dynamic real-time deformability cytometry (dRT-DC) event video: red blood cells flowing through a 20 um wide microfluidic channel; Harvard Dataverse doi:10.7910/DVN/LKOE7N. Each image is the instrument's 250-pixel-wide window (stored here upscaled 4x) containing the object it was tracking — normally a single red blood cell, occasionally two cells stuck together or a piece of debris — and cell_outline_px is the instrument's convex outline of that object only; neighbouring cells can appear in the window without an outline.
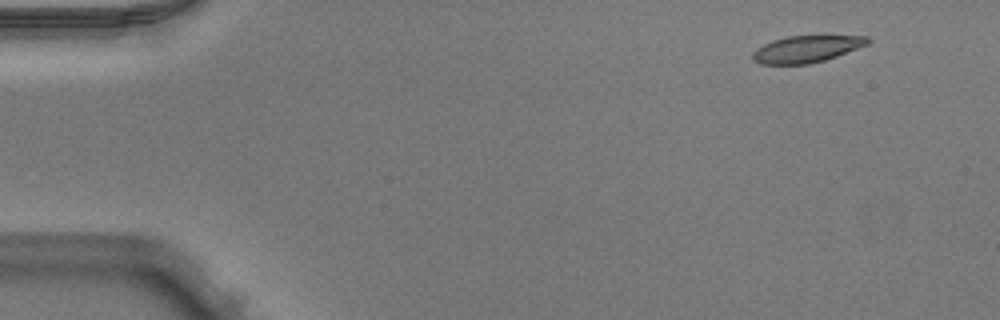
{"species": "Egyptian fruit bat (a non-hibernating species)", "species_latin": "Rousettus aegyptiacus", "temperature_condition": "warm", "stored_images_in_passage": 48, "camera_frame_rate_fps": 3000, "um_per_image_px": 0.085, "animal": {"sex": "male"}, "frame": {"image": 1, "passage_image": 2, "time_ms": 0.333, "image_size_px": [1000, 320], "cell_outline_px": [[872, 40], [868, 44], [836, 56], [824, 60], [808, 64], [760, 64], [752, 60], [752, 52], [756, 48], [772, 40], [788, 36], [824, 32], [868, 36]], "centroid_in_image_um": [68.63, 4.09], "position_along_channel_um": 16.4, "area_um2": 19.07}}
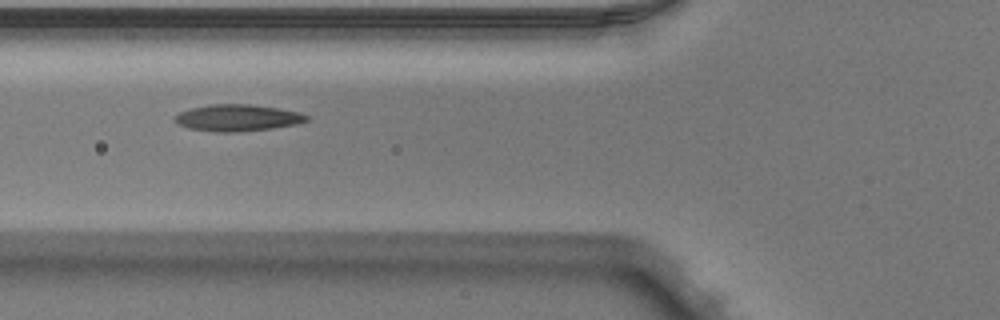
{"frame": {"image": 2, "passage_image": 17, "time_ms": 5.333, "image_size_px": [1000, 320], "cell_outline_px": [[308, 120], [296, 124], [272, 128], [236, 132], [216, 132], [188, 128], [176, 124], [172, 120], [180, 112], [192, 108], [208, 104], [252, 104], [300, 112], [308, 116]], "centroid_in_image_um": [20.15, 10.01], "position_along_channel_um": 105.6, "area_um2": 20.46}}
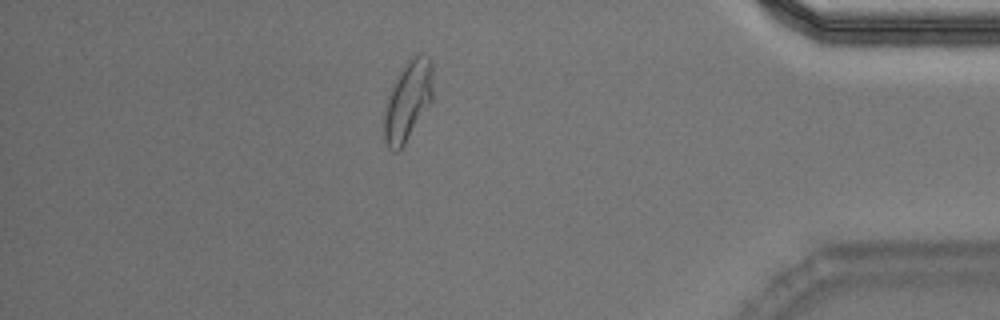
{"frame": {"image": 3, "passage_image": 42, "time_ms": 13.667, "image_size_px": [1000, 320], "cell_outline_px": [[432, 100], [404, 144], [396, 152], [388, 148], [384, 140], [384, 108], [388, 96], [404, 64], [416, 52], [424, 52], [432, 60]], "centroid_in_image_um": [34.67, 8.52], "position_along_channel_um": 400.5, "area_um2": 22.6}, "authors_computed_cell_mechanics": {"area_um2": 19.9121, "velocity_mm_per_s": 3.9671, "shape_relaxation_time_tau1_ms": 9.8528, "shape_relaxation_time_tau2_ms": 1.5148, "deformation_change_tau1": 0.2596, "deformation_change_tau2": 0.0824}}